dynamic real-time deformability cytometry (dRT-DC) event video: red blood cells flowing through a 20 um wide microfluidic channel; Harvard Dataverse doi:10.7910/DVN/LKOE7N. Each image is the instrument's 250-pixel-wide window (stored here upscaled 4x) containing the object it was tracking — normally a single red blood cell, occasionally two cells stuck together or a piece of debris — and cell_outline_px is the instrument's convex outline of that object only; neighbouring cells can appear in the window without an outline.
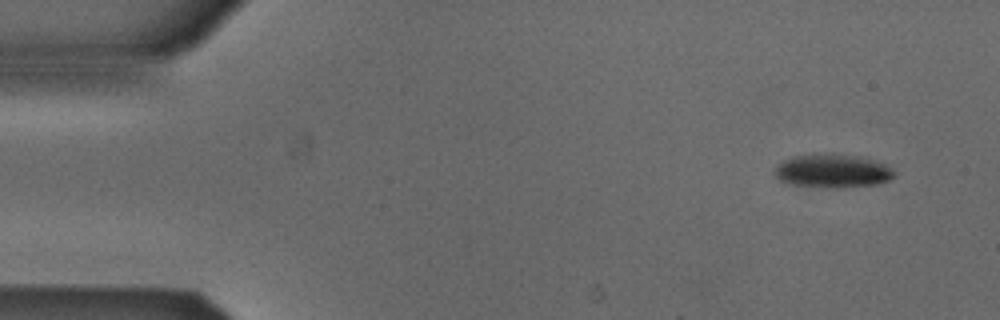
{"species": "Egyptian fruit bat (a non-hibernating species)", "species_latin": "Rousettus aegyptiacus", "temperature_condition": "cold", "stored_images_in_passage": 4, "camera_frame_rate_fps": 3000, "um_per_image_px": 0.085, "animal": {"sex": "male"}, "frame": {"image": 1, "passage_image": 4, "time_ms": 1.0, "image_size_px": [1000, 320], "cell_outline_px": [[896, 176], [888, 180], [876, 184], [836, 188], [832, 188], [792, 184], [780, 180], [776, 176], [776, 164], [792, 156], [812, 152], [860, 156], [884, 164], [892, 168], [896, 172]], "centroid_in_image_um": [70.76, 14.51], "position_along_channel_um": 14.2, "area_um2": 23.52}}